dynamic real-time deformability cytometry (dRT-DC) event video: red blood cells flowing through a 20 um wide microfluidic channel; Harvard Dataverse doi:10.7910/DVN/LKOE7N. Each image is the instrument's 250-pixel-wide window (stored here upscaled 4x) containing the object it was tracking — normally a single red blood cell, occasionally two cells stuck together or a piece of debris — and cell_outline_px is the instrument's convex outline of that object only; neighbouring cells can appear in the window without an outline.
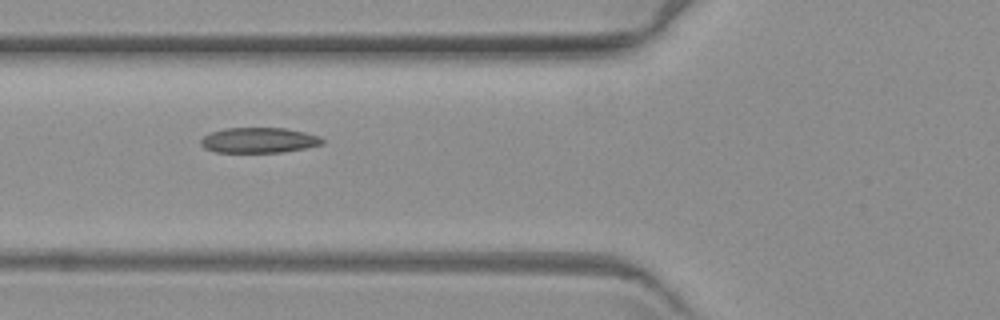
{"species": "common noctule bat (a hibernating species)", "species_latin": "Nyctalus noctula", "temperature_condition": "warm", "stored_images_in_passage": 7, "camera_frame_rate_fps": 3000, "um_per_image_px": 0.085, "animal": {"sex": "female", "body_mass_g": 19.3, "forearm_length_mm": 54.1}, "frame": {"image": 1, "passage_image": 6, "time_ms": 6.333, "image_size_px": [1000, 320], "cell_outline_px": [[324, 144], [284, 152], [216, 152], [204, 148], [200, 144], [200, 140], [204, 136], [212, 132], [224, 128], [284, 128], [304, 132], [320, 136], [324, 140]], "centroid_in_image_um": [22.01, 11.92], "position_along_channel_um": 103.8, "area_um2": 17.92}}
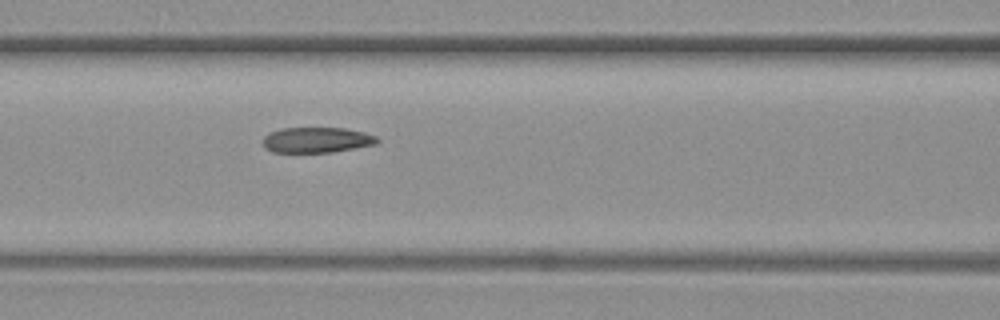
{"frame": {"image": 2, "passage_image": 7, "time_ms": 7.333, "image_size_px": [1000, 320], "cell_outline_px": [[380, 140], [376, 144], [332, 152], [272, 152], [264, 148], [260, 140], [268, 132], [280, 128], [344, 128], [364, 132], [376, 136]], "centroid_in_image_um": [26.86, 11.89], "position_along_channel_um": 139.7, "area_um2": 17.17}}